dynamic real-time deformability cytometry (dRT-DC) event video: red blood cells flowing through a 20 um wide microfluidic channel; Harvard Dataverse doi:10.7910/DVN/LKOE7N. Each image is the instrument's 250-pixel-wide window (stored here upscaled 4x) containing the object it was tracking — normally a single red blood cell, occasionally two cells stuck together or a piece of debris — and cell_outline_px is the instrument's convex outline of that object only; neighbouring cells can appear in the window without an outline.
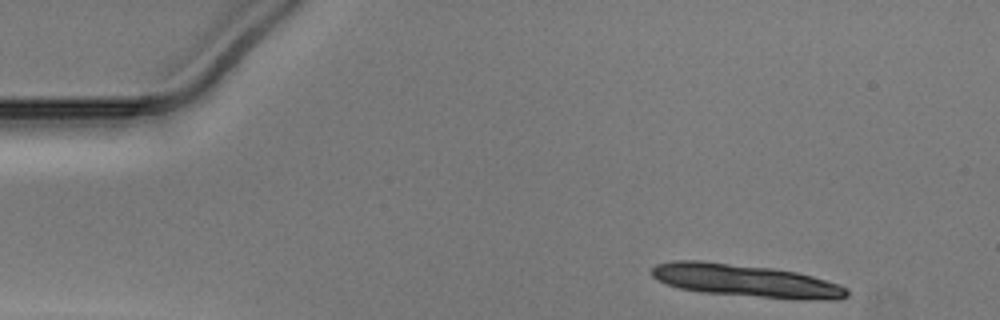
{"species": "Egyptian fruit bat (a non-hibernating species)", "species_latin": "Rousettus aegyptiacus", "temperature_condition": "warm", "stored_images_in_passage": 8, "camera_frame_rate_fps": 3000, "um_per_image_px": 0.085, "animal": {"sex": "male"}, "frame": {"image": 1, "passage_image": 1, "time_ms": 0.0, "image_size_px": [1000, 320], "cell_outline_px": [[848, 296], [836, 300], [832, 300], [760, 296], [704, 292], [680, 288], [656, 280], [652, 276], [652, 268], [656, 264], [672, 260], [700, 260], [772, 268], [796, 272], [812, 276], [840, 284], [848, 288]], "centroid_in_image_um": [63.36, 23.83], "position_along_channel_um": 21.6, "area_um2": 36.47}}